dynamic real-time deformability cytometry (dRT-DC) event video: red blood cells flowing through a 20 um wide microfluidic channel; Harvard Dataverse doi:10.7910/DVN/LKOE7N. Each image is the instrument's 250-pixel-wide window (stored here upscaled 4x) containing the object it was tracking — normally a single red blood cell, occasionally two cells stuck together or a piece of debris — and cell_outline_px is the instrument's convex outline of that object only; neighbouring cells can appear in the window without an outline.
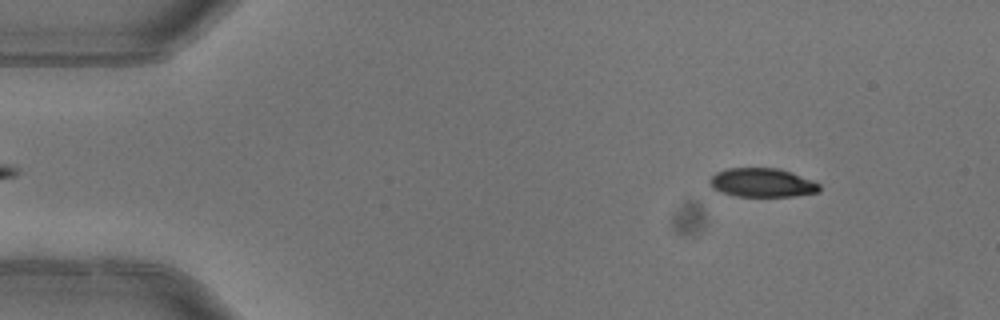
{"species": "common noctule bat (a hibernating species)", "species_latin": "Nyctalus noctula", "temperature_condition": "warm", "stored_images_in_passage": 5, "camera_frame_rate_fps": 3000, "um_per_image_px": 0.085, "animal": {"sex": "female"}, "frame": {"image": 1, "passage_image": 1, "time_ms": 0.0, "image_size_px": [1000, 320], "cell_outline_px": [[820, 192], [792, 196], [736, 196], [720, 192], [712, 188], [708, 184], [708, 180], [716, 172], [728, 168], [780, 168], [792, 172], [812, 180], [820, 184]], "centroid_in_image_um": [64.77, 15.52], "position_along_channel_um": 20.2, "area_um2": 18.61}}
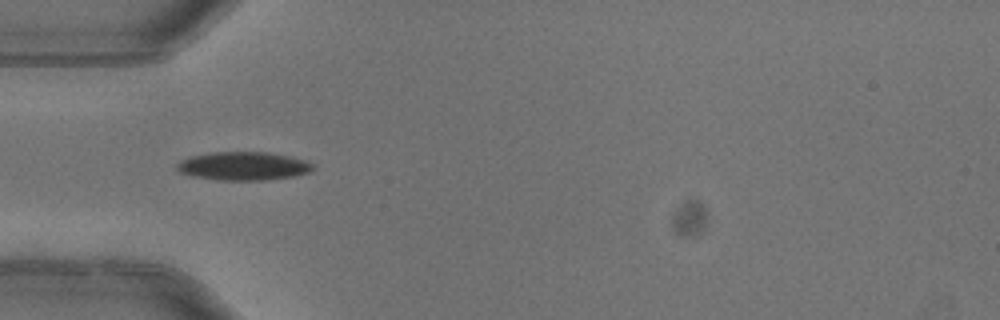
{"frame": {"image": 2, "passage_image": 4, "time_ms": 1.0, "image_size_px": [1000, 320], "cell_outline_px": [[316, 164], [312, 172], [292, 176], [264, 180], [220, 180], [196, 176], [180, 172], [176, 168], [176, 164], [180, 160], [188, 156], [212, 152], [268, 152], [292, 156]], "centroid_in_image_um": [20.72, 14.1], "position_along_channel_um": 64.3, "area_um2": 22.66}}